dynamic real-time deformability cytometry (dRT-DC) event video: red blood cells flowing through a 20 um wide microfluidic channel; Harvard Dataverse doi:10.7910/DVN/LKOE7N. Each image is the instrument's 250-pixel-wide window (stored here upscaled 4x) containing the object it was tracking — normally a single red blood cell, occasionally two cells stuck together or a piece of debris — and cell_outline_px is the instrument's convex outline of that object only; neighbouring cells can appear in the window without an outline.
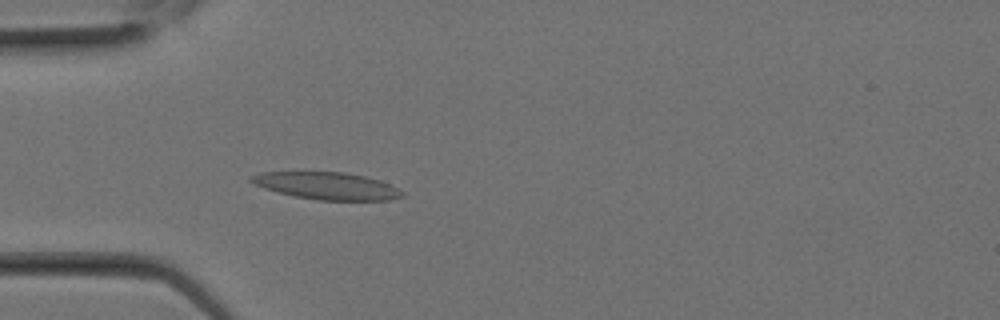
{"species": "Egyptian fruit bat (a non-hibernating species)", "species_latin": "Rousettus aegyptiacus", "temperature_condition": "room temperature", "stored_images_in_passage": 9, "camera_frame_rate_fps": 3000, "um_per_image_px": 0.085, "animal": {"sex": "female"}, "frame": {"image": 1, "passage_image": 7, "time_ms": 2.0, "image_size_px": [1000, 320], "cell_outline_px": [[404, 196], [388, 200], [320, 200], [292, 196], [264, 188], [248, 180], [248, 176], [260, 172], [344, 172], [364, 176], [380, 180], [404, 192]], "centroid_in_image_um": [27.75, 15.79], "position_along_channel_um": 57.2, "area_um2": 23.87}}